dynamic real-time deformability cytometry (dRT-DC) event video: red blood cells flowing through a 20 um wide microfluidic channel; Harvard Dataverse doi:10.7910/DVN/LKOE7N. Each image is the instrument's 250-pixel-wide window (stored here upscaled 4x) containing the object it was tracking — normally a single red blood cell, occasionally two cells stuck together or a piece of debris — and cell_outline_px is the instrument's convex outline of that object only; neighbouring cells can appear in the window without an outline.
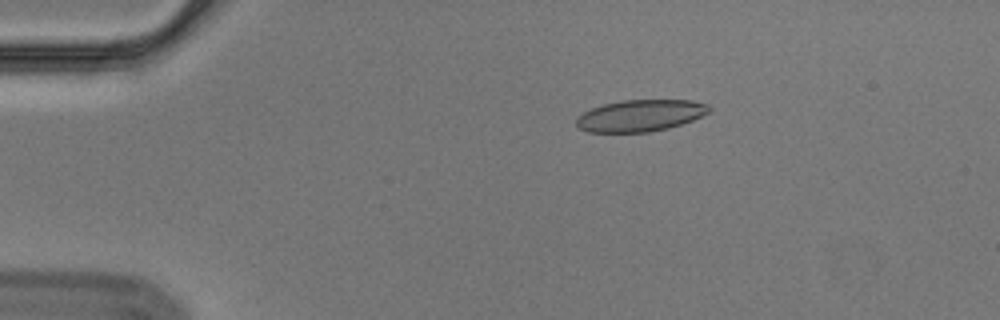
{"species": "Egyptian fruit bat (a non-hibernating species)", "species_latin": "Rousettus aegyptiacus", "temperature_condition": "cold", "stored_images_in_passage": 47, "camera_frame_rate_fps": 3000, "um_per_image_px": 0.085, "animal": {"sex": "male"}, "frame": {"image": 1, "passage_image": 2, "time_ms": 0.333, "image_size_px": [1000, 320], "cell_outline_px": [[712, 108], [708, 112], [692, 120], [668, 128], [648, 132], [588, 132], [580, 128], [576, 124], [576, 116], [592, 108], [604, 104], [624, 100], [692, 100], [708, 104]], "centroid_in_image_um": [54.42, 9.82], "position_along_channel_um": 30.6, "area_um2": 24.39}}
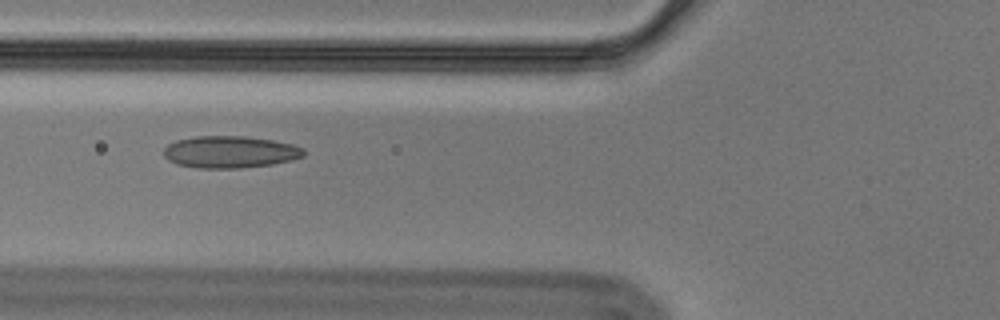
{"frame": {"image": 2, "passage_image": 13, "time_ms": 4.0, "image_size_px": [1000, 320], "cell_outline_px": [[304, 156], [292, 160], [272, 164], [240, 168], [196, 168], [176, 164], [168, 160], [164, 156], [164, 148], [168, 144], [176, 140], [196, 136], [244, 136], [272, 140], [292, 144], [304, 148]], "centroid_in_image_um": [19.54, 12.92], "position_along_channel_um": 106.3, "area_um2": 26.18}}
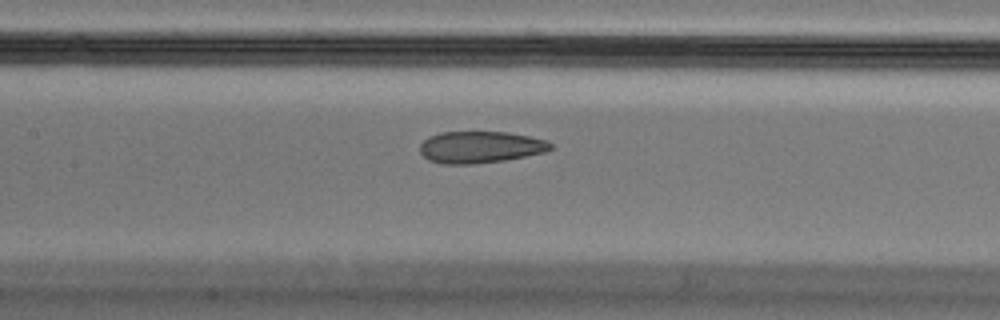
{"frame": {"image": 3, "passage_image": 18, "time_ms": 5.667, "image_size_px": [1000, 320], "cell_outline_px": [[552, 148], [544, 152], [504, 160], [476, 164], [444, 164], [428, 160], [420, 152], [420, 144], [428, 136], [440, 132], [508, 132], [548, 140], [552, 144]], "centroid_in_image_um": [40.8, 12.5], "position_along_channel_um": 166.6, "area_um2": 24.22}, "authors_computed_cell_mechanics": {"area_um2": 25.4898, "velocity_mm_per_s": 3.58, "shape_relaxation_time_tau1_ms": null, "shape_relaxation_time_tau2_ms": 1.6845, "deformation_change_tau1": null, "deformation_change_tau2": 0.0814}}